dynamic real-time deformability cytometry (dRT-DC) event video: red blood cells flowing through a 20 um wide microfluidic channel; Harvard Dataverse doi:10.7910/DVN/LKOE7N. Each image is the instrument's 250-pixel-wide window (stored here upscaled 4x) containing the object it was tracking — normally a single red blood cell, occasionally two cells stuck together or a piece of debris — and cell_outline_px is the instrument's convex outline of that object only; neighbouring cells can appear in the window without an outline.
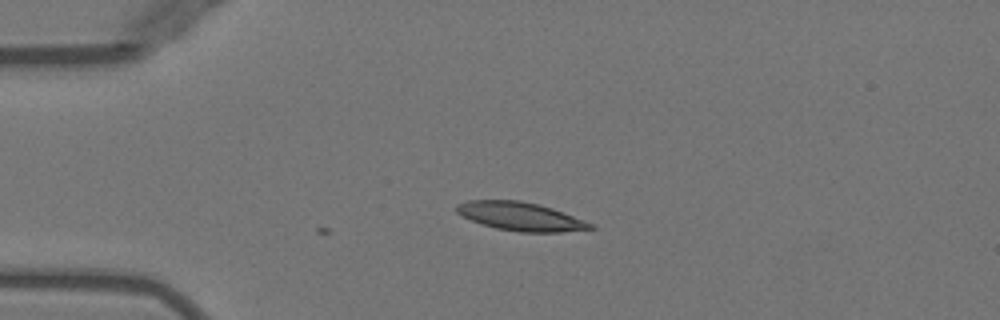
{"species": "Egyptian fruit bat (a non-hibernating species)", "species_latin": "Rousettus aegyptiacus", "temperature_condition": "warm", "stored_images_in_passage": 2, "camera_frame_rate_fps": 3000, "um_per_image_px": 0.085, "animal": {"sex": "female"}, "frame": {"image": 1, "passage_image": 2, "time_ms": 0.333, "image_size_px": [1000, 320], "cell_outline_px": [[596, 228], [560, 232], [520, 232], [496, 228], [480, 224], [456, 212], [456, 204], [468, 200], [520, 200], [552, 208], [596, 224]], "centroid_in_image_um": [44.27, 18.4], "position_along_channel_um": 40.7, "area_um2": 22.2}}